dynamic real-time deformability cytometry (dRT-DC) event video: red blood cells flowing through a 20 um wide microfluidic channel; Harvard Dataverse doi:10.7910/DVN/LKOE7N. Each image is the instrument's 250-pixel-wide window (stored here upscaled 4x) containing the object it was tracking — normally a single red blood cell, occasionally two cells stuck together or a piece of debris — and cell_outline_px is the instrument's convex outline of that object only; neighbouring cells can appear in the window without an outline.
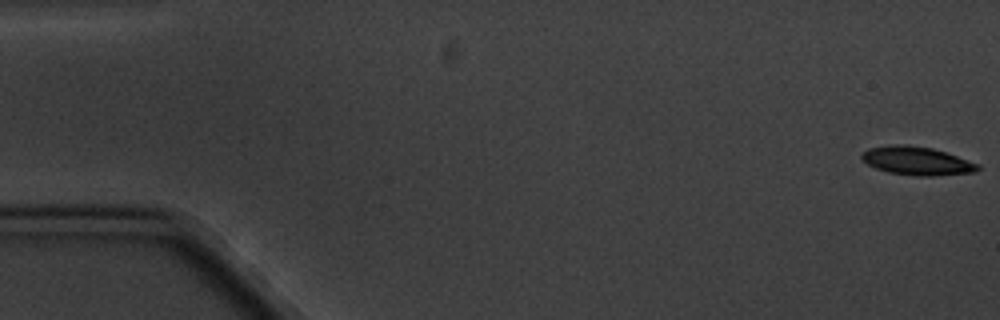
{"species": "common noctule bat (a hibernating species)", "species_latin": "Nyctalus noctula", "temperature_condition": "cold", "stored_images_in_passage": 8, "camera_frame_rate_fps": 3000, "um_per_image_px": 0.085, "animal": {"sex": "male", "body_mass_g": 20.1, "forearm_length_mm": 53.5}, "frame": {"image": 1, "passage_image": 1, "time_ms": 0.0, "image_size_px": [1000, 320], "cell_outline_px": [[980, 168], [972, 172], [932, 176], [916, 176], [888, 172], [876, 168], [868, 164], [860, 156], [868, 148], [896, 144], [904, 144], [932, 148], [980, 164]], "centroid_in_image_um": [77.92, 13.67], "position_along_channel_um": 7.1, "area_um2": 18.96}}
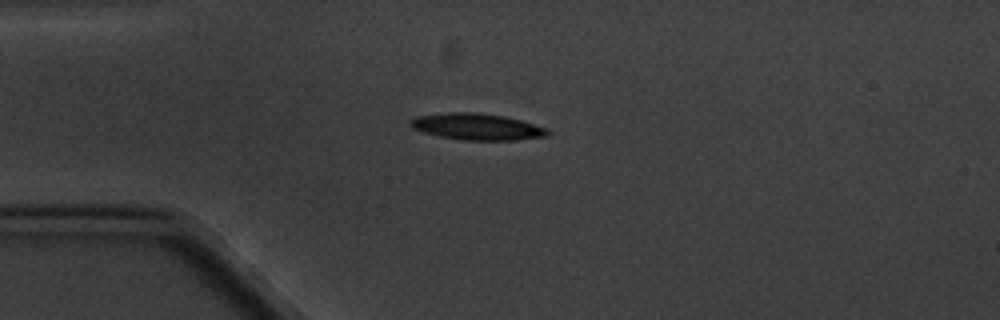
{"frame": {"image": 2, "passage_image": 5, "time_ms": 4.667, "image_size_px": [1000, 320], "cell_outline_px": [[552, 132], [544, 136], [516, 140], [464, 140], [440, 136], [424, 132], [412, 128], [408, 124], [408, 120], [416, 116], [448, 112], [480, 112], [504, 116], [520, 120], [548, 128]], "centroid_in_image_um": [40.52, 10.76], "position_along_channel_um": 44.5, "area_um2": 21.27}}